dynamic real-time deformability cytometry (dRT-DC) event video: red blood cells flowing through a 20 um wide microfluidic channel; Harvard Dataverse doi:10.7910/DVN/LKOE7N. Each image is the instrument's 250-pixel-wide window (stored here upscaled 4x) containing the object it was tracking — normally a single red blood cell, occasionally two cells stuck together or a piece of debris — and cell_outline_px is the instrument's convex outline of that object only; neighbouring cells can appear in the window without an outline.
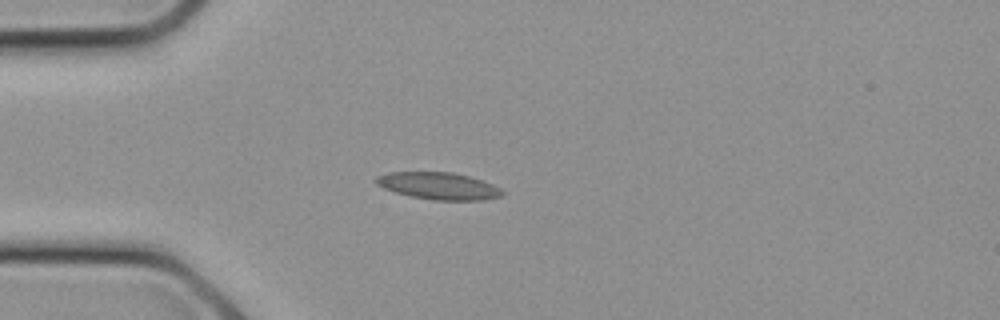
{"species": "common noctule bat (a hibernating species)", "species_latin": "Nyctalus noctula", "temperature_condition": "cold", "stored_images_in_passage": 23, "camera_frame_rate_fps": 3000, "um_per_image_px": 0.085, "animal": {"sex": "female", "body_mass_g": 21.9}, "frame": {"image": 1, "passage_image": 5, "time_ms": 1.333, "image_size_px": [1000, 320], "cell_outline_px": [[504, 196], [484, 200], [432, 200], [412, 196], [396, 192], [384, 188], [376, 184], [376, 176], [388, 172], [452, 172], [468, 176], [492, 184], [500, 188], [504, 192]], "centroid_in_image_um": [37.3, 15.8], "position_along_channel_um": 47.7, "area_um2": 19.83}}
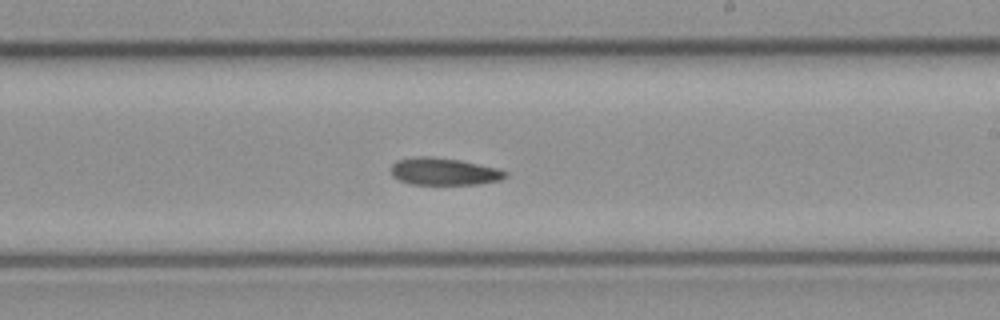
{"frame": {"image": 2, "passage_image": 13, "time_ms": 4.0, "image_size_px": [1000, 320], "cell_outline_px": [[508, 176], [500, 180], [476, 184], [412, 184], [400, 180], [392, 176], [392, 164], [396, 160], [416, 156], [432, 156], [460, 160], [500, 168], [508, 172]], "centroid_in_image_um": [37.76, 14.56], "position_along_channel_um": 251.2, "area_um2": 18.26}}
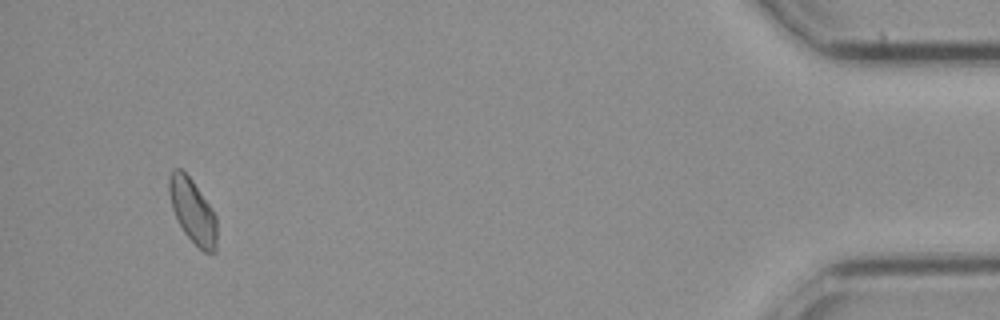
{"frame": {"image": 3, "passage_image": 22, "time_ms": 7.0, "image_size_px": [1000, 320], "cell_outline_px": [[216, 252], [204, 252], [184, 232], [176, 220], [172, 208], [168, 192], [168, 176], [172, 168], [180, 168], [192, 180], [212, 208], [216, 216]], "centroid_in_image_um": [16.35, 17.9], "position_along_channel_um": 418.9, "area_um2": 17.92}}